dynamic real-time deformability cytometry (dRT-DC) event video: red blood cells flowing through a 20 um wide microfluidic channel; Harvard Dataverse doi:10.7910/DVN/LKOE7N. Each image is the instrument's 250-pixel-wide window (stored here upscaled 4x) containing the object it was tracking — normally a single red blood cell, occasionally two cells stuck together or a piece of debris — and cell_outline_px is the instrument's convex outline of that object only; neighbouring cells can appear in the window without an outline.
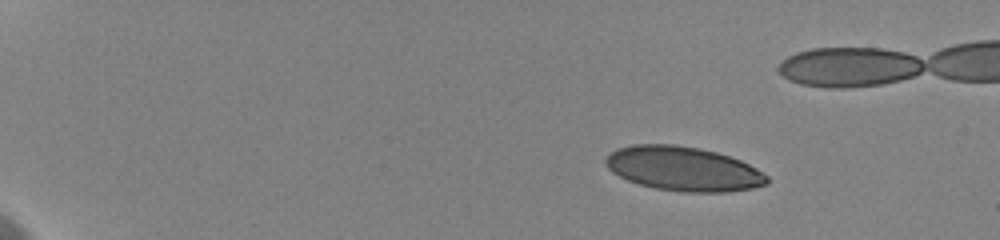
{"species": "human", "species_latin": "Homo sapiens", "temperature_condition": "cold", "stored_images_in_passage": 14, "camera_frame_rate_fps": 3000, "um_per_image_px": 0.085, "donor": {"sex": "female"}, "frame": {"image": 1, "passage_image": 1, "time_ms": 0.0, "image_size_px": [1000, 240], "cell_outline_px": [[768, 184], [752, 188], [728, 192], [684, 192], [656, 188], [640, 184], [628, 180], [612, 172], [604, 164], [604, 160], [616, 148], [632, 144], [676, 144], [700, 148], [716, 152], [740, 160], [756, 168], [768, 176]], "centroid_in_image_um": [58.07, 14.34], "position_along_channel_um": 26.9, "area_um2": 41.67}}